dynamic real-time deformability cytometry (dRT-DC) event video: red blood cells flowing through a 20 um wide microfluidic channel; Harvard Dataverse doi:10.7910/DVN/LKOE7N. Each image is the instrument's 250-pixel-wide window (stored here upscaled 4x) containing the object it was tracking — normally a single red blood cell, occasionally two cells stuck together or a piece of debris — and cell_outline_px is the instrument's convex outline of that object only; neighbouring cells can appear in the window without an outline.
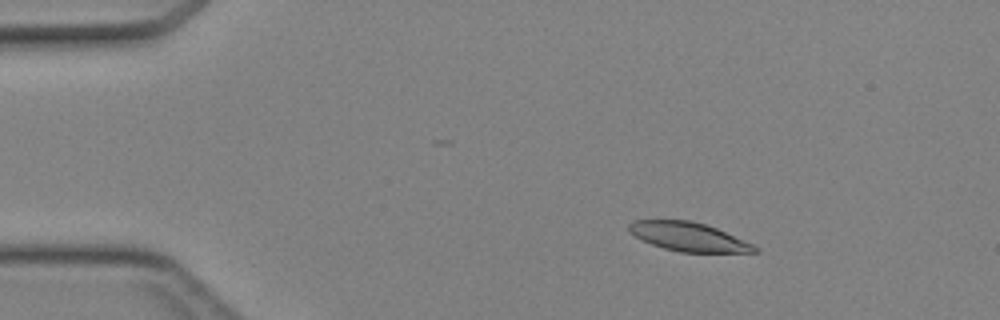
{"species": "Egyptian fruit bat (a non-hibernating species)", "species_latin": "Rousettus aegyptiacus", "temperature_condition": "cold", "stored_images_in_passage": 46, "camera_frame_rate_fps": 3000, "um_per_image_px": 0.085, "animal": {"sex": "female"}, "frame": {"image": 1, "passage_image": 8, "time_ms": 2.333, "image_size_px": [1000, 320], "cell_outline_px": [[760, 252], [680, 252], [664, 248], [652, 244], [636, 236], [628, 228], [628, 224], [632, 220], [692, 220], [716, 228], [752, 244], [760, 248]], "centroid_in_image_um": [58.54, 20.12], "position_along_channel_um": 26.5, "area_um2": 20.81}}
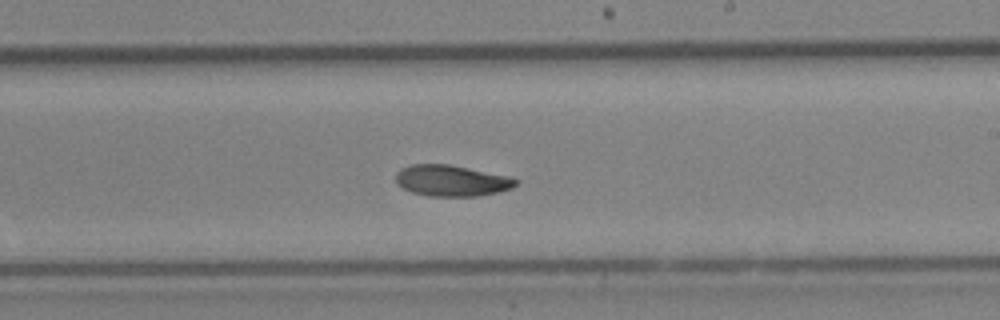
{"frame": {"image": 2, "passage_image": 28, "time_ms": 9.0, "image_size_px": [1000, 320], "cell_outline_px": [[520, 180], [512, 188], [496, 192], [476, 196], [428, 196], [412, 192], [396, 184], [396, 172], [400, 168], [412, 164], [448, 164], [512, 176]], "centroid_in_image_um": [38.39, 15.34], "position_along_channel_um": 250.6, "area_um2": 21.91}}
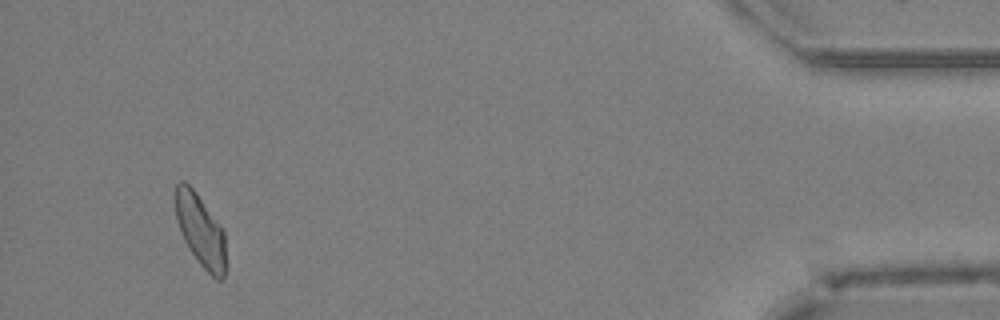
{"frame": {"image": 3, "passage_image": 44, "time_ms": 14.333, "image_size_px": [1000, 320], "cell_outline_px": [[224, 276], [220, 280], [216, 280], [200, 264], [184, 240], [176, 220], [172, 196], [172, 192], [176, 184], [180, 180], [184, 180], [196, 192], [224, 228]], "centroid_in_image_um": [16.98, 19.48], "position_along_channel_um": 418.2, "area_um2": 21.5}}